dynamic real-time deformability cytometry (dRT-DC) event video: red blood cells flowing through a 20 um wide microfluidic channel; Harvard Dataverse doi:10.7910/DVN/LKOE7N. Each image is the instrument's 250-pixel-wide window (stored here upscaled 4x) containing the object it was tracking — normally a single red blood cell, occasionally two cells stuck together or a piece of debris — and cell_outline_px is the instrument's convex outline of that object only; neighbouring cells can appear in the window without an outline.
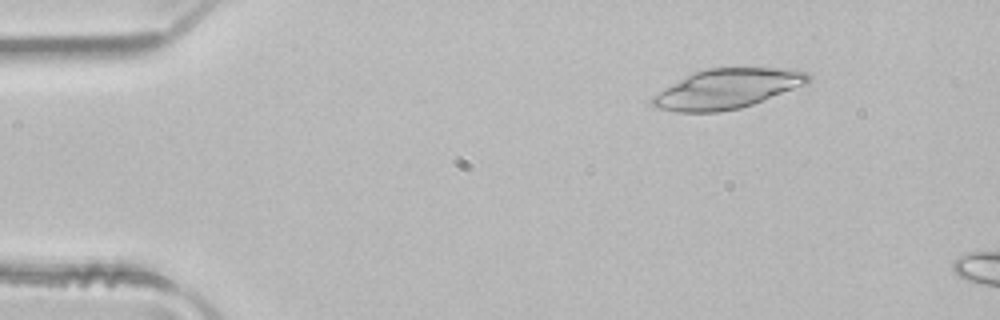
{"species": "common noctule bat (a hibernating species)", "species_latin": "Nyctalus noctula", "temperature_condition": "room temperature", "stored_images_in_passage": 4, "camera_frame_rate_fps": 3000, "um_per_image_px": 0.085, "animal": {"sex": "male", "body_mass_g": 21.5, "forearm_length_mm": 52.0}, "frame": {"image": 1, "passage_image": 2, "time_ms": 0.333, "image_size_px": [1000, 320], "cell_outline_px": [[812, 76], [808, 84], [752, 104], [740, 108], [720, 112], [676, 112], [656, 108], [652, 104], [652, 96], [692, 72], [704, 68], [792, 68], [808, 72]], "centroid_in_image_um": [61.85, 7.53], "position_along_channel_um": 23.1, "area_um2": 36.18}}